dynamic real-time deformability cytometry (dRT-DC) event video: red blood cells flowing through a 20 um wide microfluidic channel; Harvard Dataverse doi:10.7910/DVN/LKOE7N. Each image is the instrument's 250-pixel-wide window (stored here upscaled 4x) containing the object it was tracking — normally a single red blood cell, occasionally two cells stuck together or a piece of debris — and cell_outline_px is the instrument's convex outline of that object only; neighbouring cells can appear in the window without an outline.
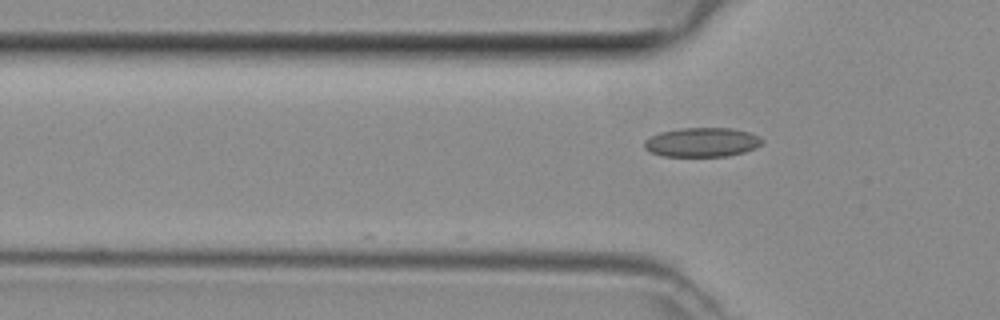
{"species": "common noctule bat (a hibernating species)", "species_latin": "Nyctalus noctula", "temperature_condition": "room temperature", "stored_images_in_passage": 3, "camera_frame_rate_fps": 3000, "um_per_image_px": 0.085, "animal": {"sex": "female", "body_mass_g": 29.2, "forearm_length_mm": 56.3}, "frame": {"image": 1, "passage_image": 3, "time_ms": 0.667, "image_size_px": [1000, 320], "cell_outline_px": [[764, 140], [756, 148], [744, 152], [728, 156], [664, 156], [652, 152], [644, 148], [644, 140], [660, 132], [680, 128], [732, 128], [748, 132], [760, 136]], "centroid_in_image_um": [59.69, 12.09], "position_along_channel_um": 66.1, "area_um2": 20.06}}